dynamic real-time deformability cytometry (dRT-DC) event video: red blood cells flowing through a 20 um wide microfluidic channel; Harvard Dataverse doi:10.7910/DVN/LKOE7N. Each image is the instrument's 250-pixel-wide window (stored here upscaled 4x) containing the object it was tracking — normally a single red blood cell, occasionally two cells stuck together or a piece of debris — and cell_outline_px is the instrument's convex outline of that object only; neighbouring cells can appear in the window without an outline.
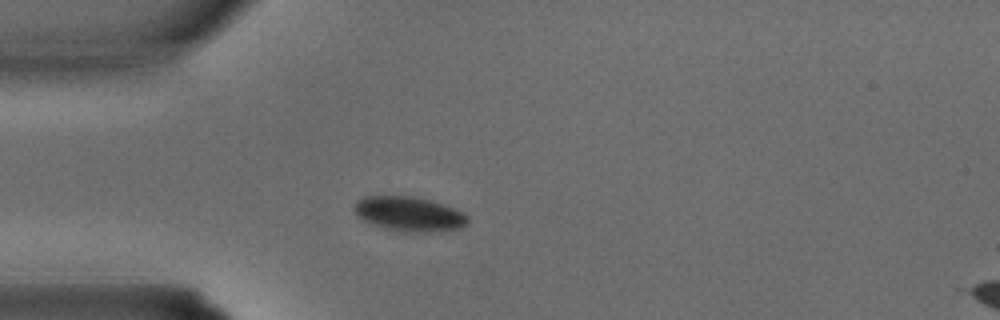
{"species": "common noctule bat (a hibernating species)", "species_latin": "Nyctalus noctula", "temperature_condition": "warm", "stored_images_in_passage": 26, "camera_frame_rate_fps": 3000, "um_per_image_px": 0.085, "animal": {"sex": "male", "body_mass_g": 15.6}, "frame": {"image": 1, "passage_image": 1, "time_ms": 0.0, "image_size_px": [1000, 320], "cell_outline_px": [[468, 224], [460, 228], [440, 232], [404, 232], [384, 228], [372, 224], [356, 216], [352, 208], [356, 200], [364, 196], [412, 196], [428, 200], [464, 212], [468, 216]], "centroid_in_image_um": [34.75, 18.2], "position_along_channel_um": 50.3, "area_um2": 23.06}}
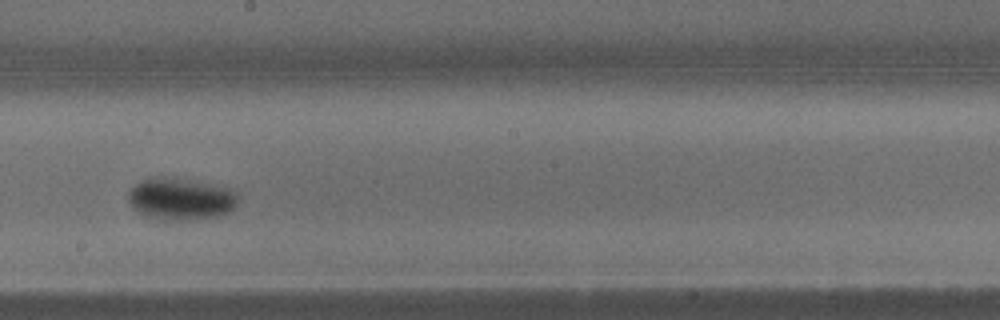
{"frame": {"image": 2, "passage_image": 11, "time_ms": 3.333, "image_size_px": [1000, 320], "cell_outline_px": [[240, 200], [228, 212], [220, 216], [192, 220], [164, 220], [140, 212], [132, 208], [128, 200], [128, 192], [140, 180], [184, 180], [232, 188], [240, 196]], "centroid_in_image_um": [15.44, 16.96], "position_along_channel_um": 232.8, "area_um2": 26.07}}
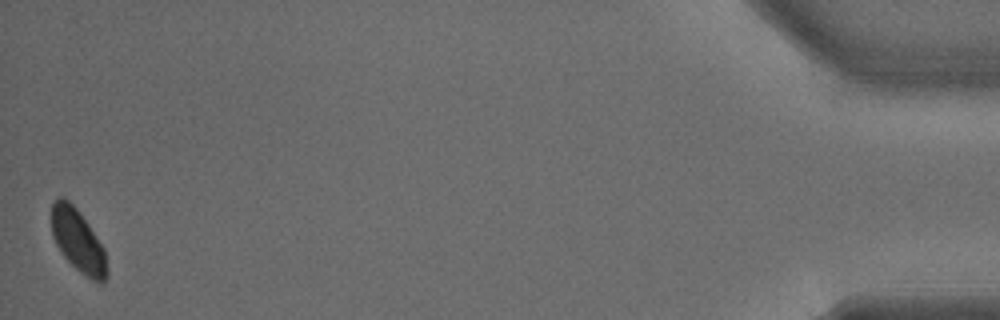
{"frame": {"image": 3, "passage_image": 26, "time_ms": 8.333, "image_size_px": [1000, 320], "cell_outline_px": [[108, 276], [100, 284], [92, 280], [80, 272], [60, 252], [52, 236], [52, 204], [60, 196], [64, 196], [76, 208], [88, 224], [104, 248], [108, 272]], "centroid_in_image_um": [6.63, 20.48], "position_along_channel_um": 428.6, "area_um2": 20.11}}